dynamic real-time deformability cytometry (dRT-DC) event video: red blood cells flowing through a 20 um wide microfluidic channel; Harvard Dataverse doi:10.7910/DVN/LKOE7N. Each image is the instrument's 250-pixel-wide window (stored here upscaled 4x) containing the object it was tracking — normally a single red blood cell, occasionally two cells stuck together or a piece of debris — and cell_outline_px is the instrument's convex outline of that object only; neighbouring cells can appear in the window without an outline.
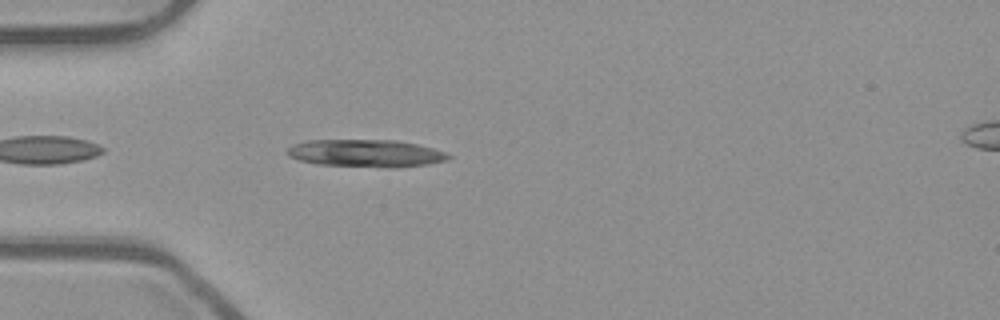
{"species": "common noctule bat (a hibernating species)", "species_latin": "Nyctalus noctula", "temperature_condition": "room temperature", "stored_images_in_passage": 22, "camera_frame_rate_fps": 3000, "um_per_image_px": 0.085, "animal": {"sex": "male", "body_mass_g": 23.1, "forearm_length_mm": 52.7}, "frame": {"image": 1, "passage_image": 3, "time_ms": 0.667, "image_size_px": [1000, 320], "cell_outline_px": [[452, 156], [448, 160], [428, 164], [396, 168], [316, 164], [300, 160], [288, 156], [288, 148], [292, 144], [308, 140], [396, 140], [416, 144], [432, 148], [444, 152]], "centroid_in_image_um": [31.1, 13.03], "position_along_channel_um": 53.9, "area_um2": 25.78}}
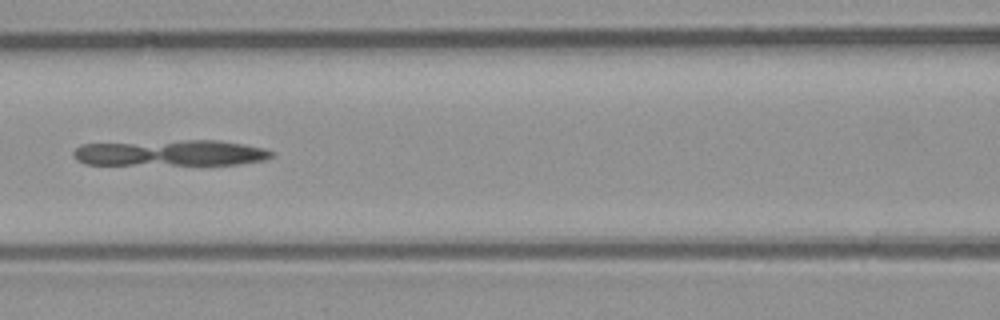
{"frame": {"image": 2, "passage_image": 11, "time_ms": 3.333, "image_size_px": [1000, 320], "cell_outline_px": [[276, 156], [264, 160], [236, 164], [84, 164], [76, 160], [72, 152], [80, 144], [188, 140], [216, 140], [244, 144], [264, 148], [276, 152]], "centroid_in_image_um": [14.53, 12.99], "position_along_channel_um": 152.1, "area_um2": 29.94}}